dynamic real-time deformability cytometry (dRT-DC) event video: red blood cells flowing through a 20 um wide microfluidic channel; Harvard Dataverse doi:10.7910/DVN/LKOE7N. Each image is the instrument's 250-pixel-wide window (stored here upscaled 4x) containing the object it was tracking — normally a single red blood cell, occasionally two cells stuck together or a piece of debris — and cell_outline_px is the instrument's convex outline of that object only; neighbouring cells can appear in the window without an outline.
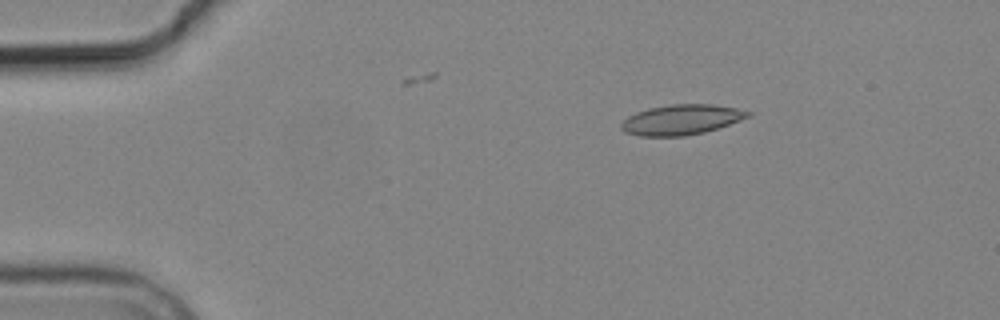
{"species": "common noctule bat (a hibernating species)", "species_latin": "Nyctalus noctula", "temperature_condition": "cold", "stored_images_in_passage": 5, "camera_frame_rate_fps": 3000, "um_per_image_px": 0.085, "animal": {"sex": "male", "body_mass_g": 19.2, "forearm_length_mm": 51.8}, "frame": {"image": 1, "passage_image": 3, "time_ms": 2.333, "image_size_px": [1000, 320], "cell_outline_px": [[752, 116], [704, 132], [684, 136], [640, 136], [624, 132], [620, 128], [620, 124], [628, 116], [636, 112], [648, 108], [672, 104], [716, 104], [736, 108], [752, 112]], "centroid_in_image_um": [57.9, 10.16], "position_along_channel_um": 27.1, "area_um2": 22.31}}